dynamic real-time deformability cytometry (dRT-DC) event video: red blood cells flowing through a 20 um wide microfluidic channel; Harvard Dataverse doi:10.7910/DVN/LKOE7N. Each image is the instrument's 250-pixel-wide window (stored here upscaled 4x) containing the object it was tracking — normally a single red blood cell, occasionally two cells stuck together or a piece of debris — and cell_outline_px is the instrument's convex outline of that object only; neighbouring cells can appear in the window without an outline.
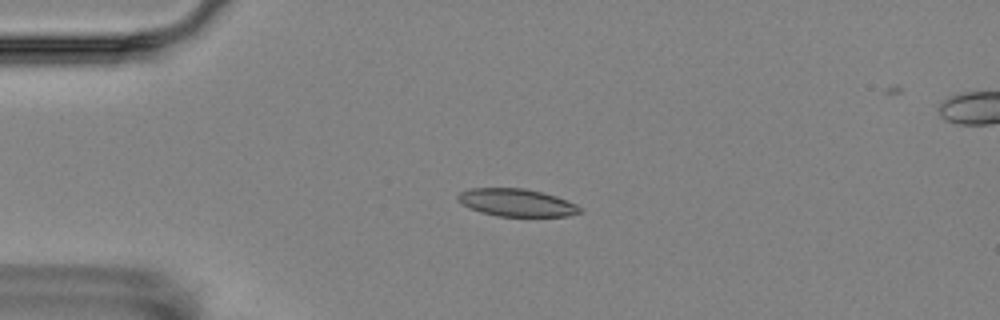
{"species": "Egyptian fruit bat (a non-hibernating species)", "species_latin": "Rousettus aegyptiacus", "temperature_condition": "room temperature", "stored_images_in_passage": 6, "camera_frame_rate_fps": 3000, "um_per_image_px": 0.085, "animal": {"sex": "female"}, "frame": {"image": 1, "passage_image": 4, "time_ms": 3.667, "image_size_px": [1000, 320], "cell_outline_px": [[584, 208], [580, 212], [568, 216], [496, 216], [480, 212], [468, 208], [456, 200], [456, 196], [460, 192], [472, 188], [524, 188], [556, 196], [576, 204]], "centroid_in_image_um": [43.88, 17.22], "position_along_channel_um": 41.1, "area_um2": 19.71}}